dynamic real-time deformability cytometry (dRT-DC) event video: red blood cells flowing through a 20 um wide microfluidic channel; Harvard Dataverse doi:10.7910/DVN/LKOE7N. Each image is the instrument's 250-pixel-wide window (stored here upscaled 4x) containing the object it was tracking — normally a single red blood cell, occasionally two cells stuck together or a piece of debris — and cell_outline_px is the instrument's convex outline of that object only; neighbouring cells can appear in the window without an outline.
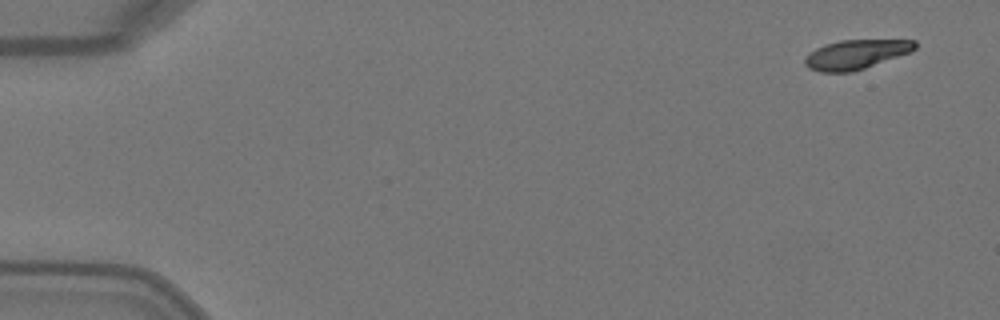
{"species": "Egyptian fruit bat (a non-hibernating species)", "species_latin": "Rousettus aegyptiacus", "temperature_condition": "warm", "stored_images_in_passage": 5, "camera_frame_rate_fps": 3000, "um_per_image_px": 0.085, "animal": {"sex": "female"}, "frame": {"image": 1, "passage_image": 1, "time_ms": 0.0, "image_size_px": [1000, 320], "cell_outline_px": [[916, 48], [912, 52], [852, 72], [820, 72], [808, 68], [804, 64], [804, 60], [816, 48], [824, 44], [840, 40], [916, 40]], "centroid_in_image_um": [72.77, 4.62], "position_along_channel_um": 12.2, "area_um2": 18.79}}
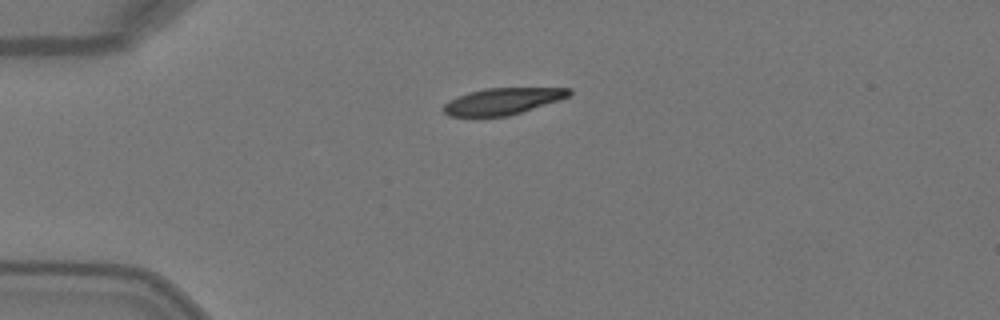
{"frame": {"image": 2, "passage_image": 3, "time_ms": 0.667, "image_size_px": [1000, 320], "cell_outline_px": [[572, 92], [568, 96], [560, 100], [508, 116], [448, 116], [444, 112], [444, 104], [448, 100], [468, 92], [484, 88], [572, 88]], "centroid_in_image_um": [42.72, 8.6], "position_along_channel_um": 42.3, "area_um2": 19.36}}
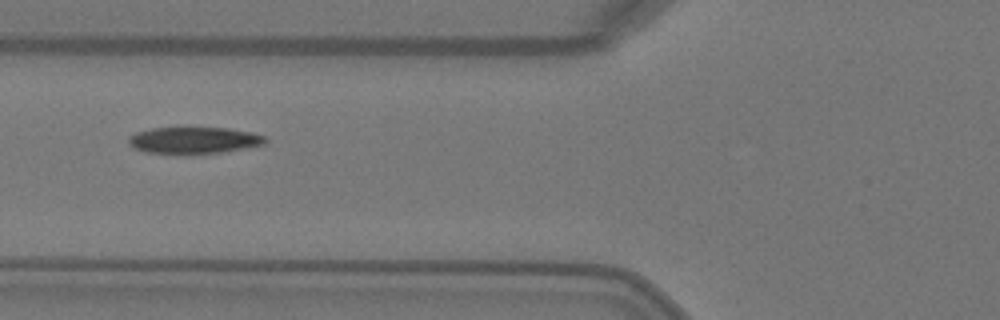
{"frame": {"image": 3, "passage_image": 5, "time_ms": 1.333, "image_size_px": [1000, 320], "cell_outline_px": [[268, 140], [264, 144], [220, 152], [144, 152], [128, 144], [128, 136], [136, 132], [152, 128], [228, 128], [252, 132], [264, 136]], "centroid_in_image_um": [16.47, 11.89], "position_along_channel_um": 109.3, "area_um2": 20.52}}